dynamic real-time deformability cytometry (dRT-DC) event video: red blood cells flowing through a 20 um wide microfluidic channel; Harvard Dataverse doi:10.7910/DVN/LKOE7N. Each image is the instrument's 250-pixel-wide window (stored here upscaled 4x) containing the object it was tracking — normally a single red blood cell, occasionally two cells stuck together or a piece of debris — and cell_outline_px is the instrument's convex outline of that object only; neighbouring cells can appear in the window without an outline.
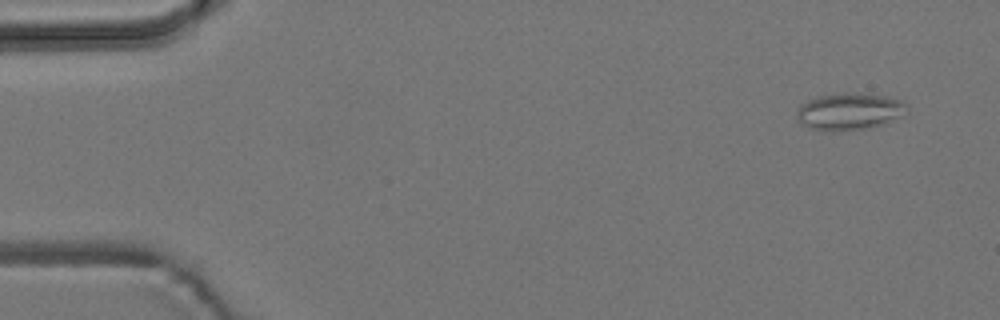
{"species": "common noctule bat (a hibernating species)", "species_latin": "Nyctalus noctula", "temperature_condition": "room temperature", "stored_images_in_passage": 2, "camera_frame_rate_fps": 3000, "um_per_image_px": 0.085, "animal": {"sex": "male", "body_mass_g": 19.2, "forearm_length_mm": 51.8}, "frame": {"image": 1, "passage_image": 1, "time_ms": 0.0, "image_size_px": [1000, 320], "cell_outline_px": [[908, 112], [884, 124], [872, 128], [840, 132], [824, 132], [800, 124], [796, 116], [796, 112], [800, 104], [808, 100], [820, 96], [844, 92], [860, 92], [884, 96], [904, 100]], "centroid_in_image_um": [72.19, 9.49], "position_along_channel_um": 12.8, "area_um2": 24.39}}